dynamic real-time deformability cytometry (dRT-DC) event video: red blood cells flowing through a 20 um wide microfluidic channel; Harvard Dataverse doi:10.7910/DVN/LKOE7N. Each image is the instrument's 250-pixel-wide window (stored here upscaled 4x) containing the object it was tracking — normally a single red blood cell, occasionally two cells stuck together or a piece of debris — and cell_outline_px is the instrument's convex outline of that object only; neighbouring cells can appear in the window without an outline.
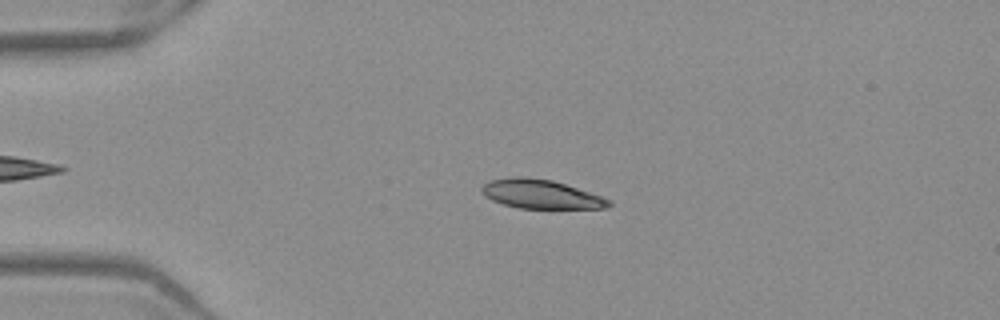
{"species": "Egyptian fruit bat (a non-hibernating species)", "species_latin": "Rousettus aegyptiacus", "temperature_condition": "warm", "stored_images_in_passage": 46, "camera_frame_rate_fps": 3000, "um_per_image_px": 0.085, "frame": {"image": 1, "passage_image": 12, "time_ms": 3.667, "image_size_px": [1000, 320], "cell_outline_px": [[612, 204], [608, 208], [520, 208], [504, 204], [492, 200], [484, 196], [480, 192], [480, 188], [488, 180], [512, 176], [524, 176], [552, 180], [612, 200]], "centroid_in_image_um": [45.92, 16.49], "position_along_channel_um": 39.1, "area_um2": 21.44}}
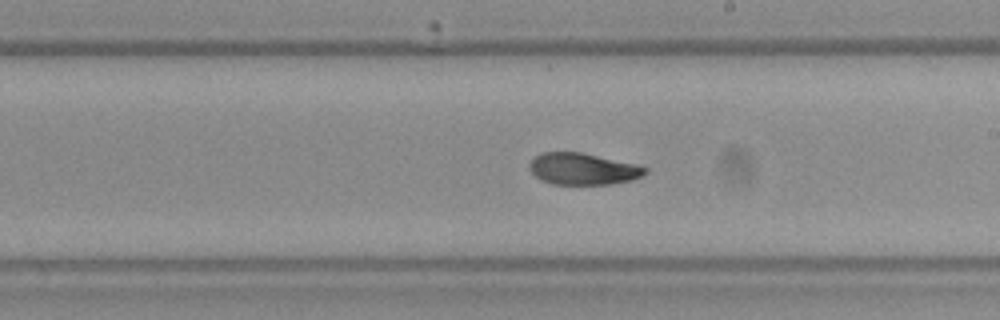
{"frame": {"image": 2, "passage_image": 30, "time_ms": 9.667, "image_size_px": [1000, 320], "cell_outline_px": [[648, 172], [632, 180], [612, 184], [552, 184], [536, 176], [528, 168], [528, 164], [540, 152], [580, 152], [632, 164], [648, 168]], "centroid_in_image_um": [49.51, 14.36], "position_along_channel_um": 239.5, "area_um2": 20.98}}
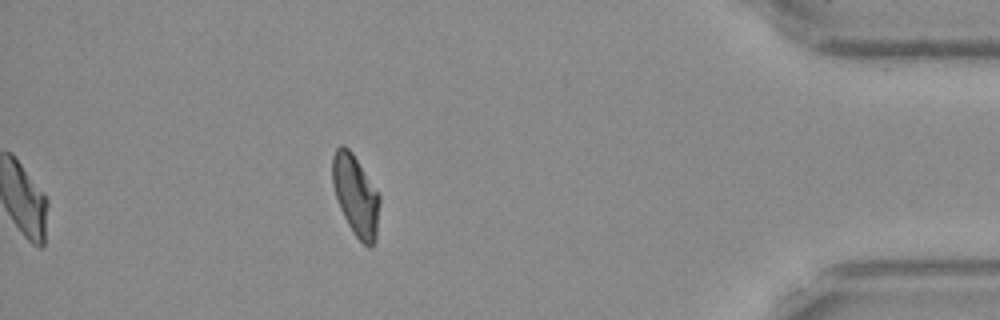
{"frame": {"image": 3, "passage_image": 46, "time_ms": 15.0, "image_size_px": [1000, 320], "cell_outline_px": [[380, 204], [376, 240], [372, 248], [368, 248], [352, 232], [340, 208], [332, 184], [332, 156], [336, 148], [340, 144], [344, 144], [352, 152], [380, 196]], "centroid_in_image_um": [30.23, 16.62], "position_along_channel_um": 405.0, "area_um2": 22.25}, "authors_computed_cell_mechanics": {"area_um2": 22.3397, "velocity_mm_per_s": 3.9327, "shape_relaxation_time_tau1_ms": 6.7766, "shape_relaxation_time_tau2_ms": 2.2285, "deformation_change_tau1": 0.2055, "deformation_change_tau2": 0.055}}